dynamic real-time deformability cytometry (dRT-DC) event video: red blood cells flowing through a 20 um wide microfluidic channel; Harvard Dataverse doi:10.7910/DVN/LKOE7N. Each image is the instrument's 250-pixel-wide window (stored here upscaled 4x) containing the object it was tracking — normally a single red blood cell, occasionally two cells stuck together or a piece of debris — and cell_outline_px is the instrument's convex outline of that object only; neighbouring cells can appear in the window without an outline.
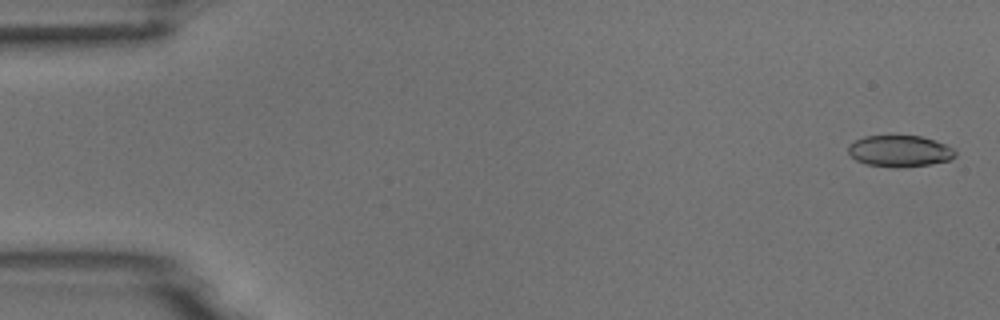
{"species": "common noctule bat (a hibernating species)", "species_latin": "Nyctalus noctula", "temperature_condition": "room temperature", "stored_images_in_passage": 5, "camera_frame_rate_fps": 3000, "um_per_image_px": 0.085, "animal": {"sex": "male", "body_mass_g": 18.8}, "frame": {"image": 1, "passage_image": 1, "time_ms": 0.0, "image_size_px": [1000, 320], "cell_outline_px": [[956, 156], [952, 160], [928, 164], [900, 168], [896, 168], [864, 164], [856, 160], [848, 152], [848, 144], [864, 136], [920, 136], [936, 140], [948, 144], [956, 152]], "centroid_in_image_um": [76.5, 12.84], "position_along_channel_um": 8.5, "area_um2": 19.83}}
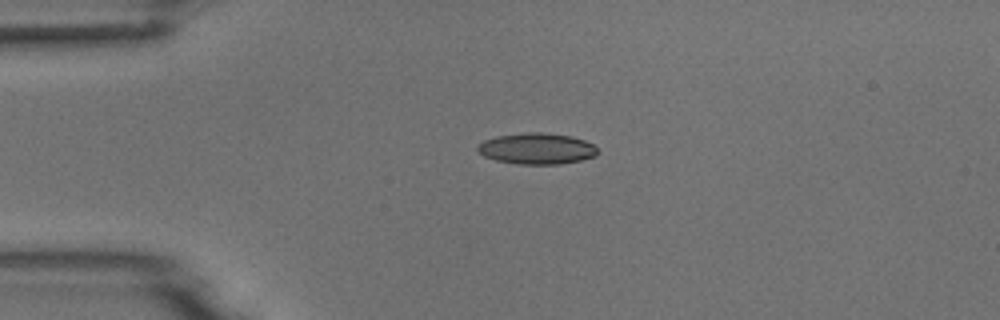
{"frame": {"image": 2, "passage_image": 4, "time_ms": 1.0, "image_size_px": [1000, 320], "cell_outline_px": [[600, 152], [596, 156], [580, 160], [560, 164], [516, 164], [496, 160], [484, 156], [476, 148], [484, 140], [496, 136], [528, 132], [540, 132], [572, 136], [584, 140], [592, 144]], "centroid_in_image_um": [45.65, 12.63], "position_along_channel_um": 39.4, "area_um2": 21.73}}